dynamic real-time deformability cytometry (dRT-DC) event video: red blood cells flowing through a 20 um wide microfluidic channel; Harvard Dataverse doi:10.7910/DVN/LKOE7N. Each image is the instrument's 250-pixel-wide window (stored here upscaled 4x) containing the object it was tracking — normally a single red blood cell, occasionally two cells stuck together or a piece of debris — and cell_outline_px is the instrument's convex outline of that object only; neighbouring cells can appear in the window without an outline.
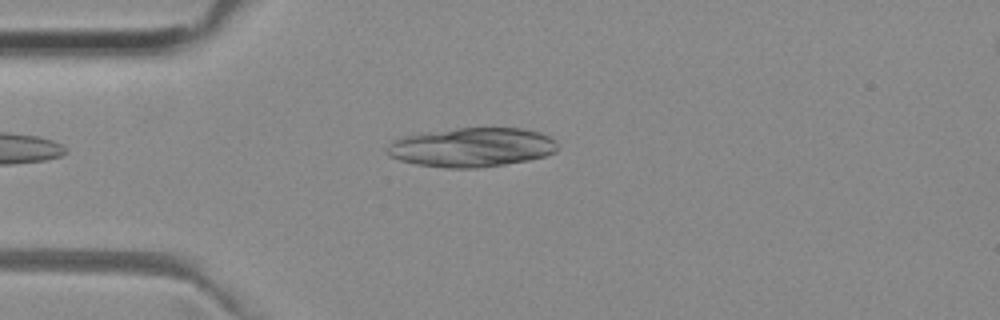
{"species": "common noctule bat (a hibernating species)", "species_latin": "Nyctalus noctula", "temperature_condition": "room temperature", "stored_images_in_passage": 39, "camera_frame_rate_fps": 3000, "um_per_image_px": 0.085, "animal": {"sex": "female", "body_mass_g": 29.2, "forearm_length_mm": 56.3}, "frame": {"image": 1, "passage_image": 1, "time_ms": 0.0, "image_size_px": [1000, 320], "cell_outline_px": [[556, 152], [544, 156], [528, 160], [480, 168], [444, 168], [416, 164], [400, 160], [388, 156], [384, 148], [392, 140], [404, 136], [420, 132], [456, 128], [520, 128], [540, 132], [556, 140]], "centroid_in_image_um": [40.04, 12.52], "position_along_channel_um": 45.0, "area_um2": 39.3}}